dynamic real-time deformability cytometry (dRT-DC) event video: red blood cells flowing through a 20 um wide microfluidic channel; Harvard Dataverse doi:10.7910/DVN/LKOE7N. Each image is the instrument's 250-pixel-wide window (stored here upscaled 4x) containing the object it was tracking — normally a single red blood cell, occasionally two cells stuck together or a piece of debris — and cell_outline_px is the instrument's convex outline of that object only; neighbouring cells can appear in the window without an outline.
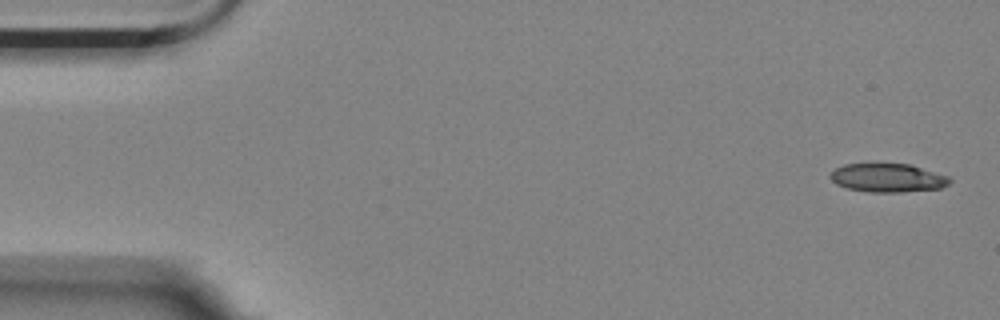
{"species": "Egyptian fruit bat (a non-hibernating species)", "species_latin": "Rousettus aegyptiacus", "temperature_condition": "room temperature", "stored_images_in_passage": 6, "camera_frame_rate_fps": 3000, "um_per_image_px": 0.085, "animal": {"sex": "female"}, "frame": {"image": 1, "passage_image": 1, "time_ms": 0.0, "image_size_px": [1000, 320], "cell_outline_px": [[952, 180], [948, 184], [940, 188], [900, 192], [868, 192], [848, 188], [836, 184], [828, 176], [836, 168], [844, 164], [912, 164], [948, 176]], "centroid_in_image_um": [75.46, 15.11], "position_along_channel_um": 9.5, "area_um2": 19.83}}
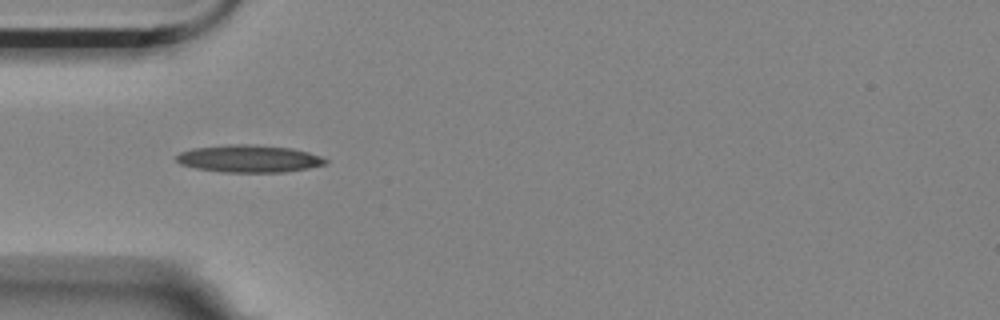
{"frame": {"image": 2, "passage_image": 5, "time_ms": 1.333, "image_size_px": [1000, 320], "cell_outline_px": [[328, 160], [324, 164], [308, 168], [284, 172], [220, 172], [196, 168], [180, 164], [176, 160], [176, 156], [180, 152], [192, 148], [232, 144], [248, 144], [292, 148], [308, 152], [320, 156]], "centroid_in_image_um": [21.14, 13.49], "position_along_channel_um": 63.9, "area_um2": 23.7}}
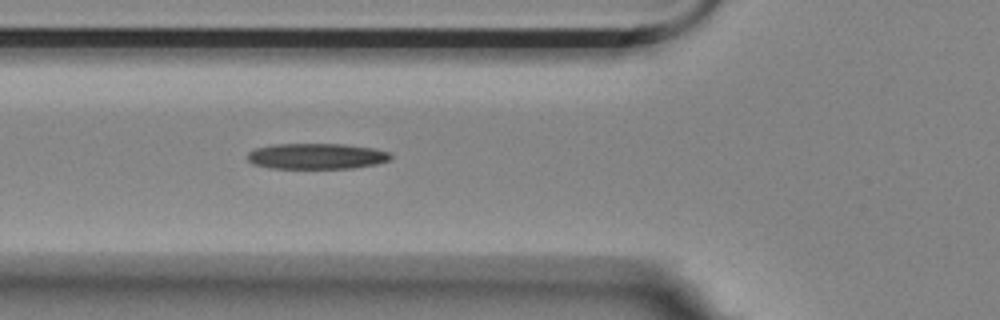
{"frame": {"image": 3, "passage_image": 6, "time_ms": 1.667, "image_size_px": [1000, 320], "cell_outline_px": [[392, 156], [388, 160], [376, 164], [352, 168], [272, 168], [252, 164], [248, 160], [248, 152], [256, 148], [272, 144], [344, 144], [376, 148], [388, 152]], "centroid_in_image_um": [26.9, 13.27], "position_along_channel_um": 98.9, "area_um2": 21.5}}